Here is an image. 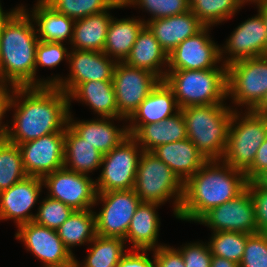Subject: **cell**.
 I'll list each match as a JSON object with an SVG mask.
<instances>
[{"label":"cell","mask_w":267,"mask_h":267,"mask_svg":"<svg viewBox=\"0 0 267 267\" xmlns=\"http://www.w3.org/2000/svg\"><path fill=\"white\" fill-rule=\"evenodd\" d=\"M161 79L152 72L117 62L113 73V87L118 118L128 119Z\"/></svg>","instance_id":"30bf717a"},{"label":"cell","mask_w":267,"mask_h":267,"mask_svg":"<svg viewBox=\"0 0 267 267\" xmlns=\"http://www.w3.org/2000/svg\"><path fill=\"white\" fill-rule=\"evenodd\" d=\"M33 8L32 22L38 26L36 29L39 41L62 43L65 39L72 41L75 20L57 12L45 0H37Z\"/></svg>","instance_id":"484cf974"},{"label":"cell","mask_w":267,"mask_h":267,"mask_svg":"<svg viewBox=\"0 0 267 267\" xmlns=\"http://www.w3.org/2000/svg\"><path fill=\"white\" fill-rule=\"evenodd\" d=\"M93 243V246H92ZM125 240L121 238L102 237L96 235L91 241L89 254L82 264L75 259L74 267H110L117 266L125 254Z\"/></svg>","instance_id":"d6a6232c"},{"label":"cell","mask_w":267,"mask_h":267,"mask_svg":"<svg viewBox=\"0 0 267 267\" xmlns=\"http://www.w3.org/2000/svg\"><path fill=\"white\" fill-rule=\"evenodd\" d=\"M210 27H204L196 35L183 40L168 54V70H204L215 69L220 63V49L210 39Z\"/></svg>","instance_id":"e0dca14e"},{"label":"cell","mask_w":267,"mask_h":267,"mask_svg":"<svg viewBox=\"0 0 267 267\" xmlns=\"http://www.w3.org/2000/svg\"><path fill=\"white\" fill-rule=\"evenodd\" d=\"M103 154L79 137L68 125L65 128L64 167L87 174L101 167ZM69 166V167H68Z\"/></svg>","instance_id":"f546056e"},{"label":"cell","mask_w":267,"mask_h":267,"mask_svg":"<svg viewBox=\"0 0 267 267\" xmlns=\"http://www.w3.org/2000/svg\"><path fill=\"white\" fill-rule=\"evenodd\" d=\"M48 188V197L59 200L73 210H89L96 200L95 180L87 174L77 173L65 167L42 178Z\"/></svg>","instance_id":"4fadbf2b"},{"label":"cell","mask_w":267,"mask_h":267,"mask_svg":"<svg viewBox=\"0 0 267 267\" xmlns=\"http://www.w3.org/2000/svg\"><path fill=\"white\" fill-rule=\"evenodd\" d=\"M245 113L240 118L237 110L233 111L227 145L221 159L244 173L252 166L259 146L267 138L266 115L253 111Z\"/></svg>","instance_id":"52a82bcc"},{"label":"cell","mask_w":267,"mask_h":267,"mask_svg":"<svg viewBox=\"0 0 267 267\" xmlns=\"http://www.w3.org/2000/svg\"><path fill=\"white\" fill-rule=\"evenodd\" d=\"M247 188L254 204L257 231L267 233V189L256 180L249 181Z\"/></svg>","instance_id":"7bdbcfd3"},{"label":"cell","mask_w":267,"mask_h":267,"mask_svg":"<svg viewBox=\"0 0 267 267\" xmlns=\"http://www.w3.org/2000/svg\"><path fill=\"white\" fill-rule=\"evenodd\" d=\"M103 202L101 211L95 214L96 235L125 240L131 219L140 198L134 189L97 192L95 204Z\"/></svg>","instance_id":"8fae6325"},{"label":"cell","mask_w":267,"mask_h":267,"mask_svg":"<svg viewBox=\"0 0 267 267\" xmlns=\"http://www.w3.org/2000/svg\"><path fill=\"white\" fill-rule=\"evenodd\" d=\"M22 7L18 6L15 9H13L10 12H4V10L2 9V6H0V38H1V34H2V30L5 26V24L7 23V21Z\"/></svg>","instance_id":"681fc988"},{"label":"cell","mask_w":267,"mask_h":267,"mask_svg":"<svg viewBox=\"0 0 267 267\" xmlns=\"http://www.w3.org/2000/svg\"><path fill=\"white\" fill-rule=\"evenodd\" d=\"M134 191L141 202L161 205L175 197L173 210L177 218L183 199L184 182L154 153L143 151L137 166Z\"/></svg>","instance_id":"8992f818"},{"label":"cell","mask_w":267,"mask_h":267,"mask_svg":"<svg viewBox=\"0 0 267 267\" xmlns=\"http://www.w3.org/2000/svg\"><path fill=\"white\" fill-rule=\"evenodd\" d=\"M16 239L24 242L26 250L40 259L44 267H74L75 256L63 244L57 230L34 221L18 226Z\"/></svg>","instance_id":"5bb4252c"},{"label":"cell","mask_w":267,"mask_h":267,"mask_svg":"<svg viewBox=\"0 0 267 267\" xmlns=\"http://www.w3.org/2000/svg\"><path fill=\"white\" fill-rule=\"evenodd\" d=\"M267 92V55L239 60L227 66V97L253 111Z\"/></svg>","instance_id":"ba28073f"},{"label":"cell","mask_w":267,"mask_h":267,"mask_svg":"<svg viewBox=\"0 0 267 267\" xmlns=\"http://www.w3.org/2000/svg\"><path fill=\"white\" fill-rule=\"evenodd\" d=\"M132 137L141 146V149L147 152H152L160 145L187 138L185 120L181 110L164 121L142 125Z\"/></svg>","instance_id":"83f0119b"},{"label":"cell","mask_w":267,"mask_h":267,"mask_svg":"<svg viewBox=\"0 0 267 267\" xmlns=\"http://www.w3.org/2000/svg\"><path fill=\"white\" fill-rule=\"evenodd\" d=\"M189 3V0H126L124 6H139L149 11L150 20H154L188 12Z\"/></svg>","instance_id":"f35d334b"},{"label":"cell","mask_w":267,"mask_h":267,"mask_svg":"<svg viewBox=\"0 0 267 267\" xmlns=\"http://www.w3.org/2000/svg\"><path fill=\"white\" fill-rule=\"evenodd\" d=\"M41 203L34 217L36 224L57 230L74 211L63 202L46 197Z\"/></svg>","instance_id":"74e56055"},{"label":"cell","mask_w":267,"mask_h":267,"mask_svg":"<svg viewBox=\"0 0 267 267\" xmlns=\"http://www.w3.org/2000/svg\"><path fill=\"white\" fill-rule=\"evenodd\" d=\"M146 252L147 250H132L131 253L125 252L117 267H154V260L152 261L148 258L149 255Z\"/></svg>","instance_id":"bcb514c9"},{"label":"cell","mask_w":267,"mask_h":267,"mask_svg":"<svg viewBox=\"0 0 267 267\" xmlns=\"http://www.w3.org/2000/svg\"><path fill=\"white\" fill-rule=\"evenodd\" d=\"M58 235L66 248L91 243L96 236L95 214L89 210H74L68 219L57 229Z\"/></svg>","instance_id":"1f68e13d"},{"label":"cell","mask_w":267,"mask_h":267,"mask_svg":"<svg viewBox=\"0 0 267 267\" xmlns=\"http://www.w3.org/2000/svg\"><path fill=\"white\" fill-rule=\"evenodd\" d=\"M141 146L129 135L119 145L102 157V172L95 181L97 192L134 189L137 166L143 152Z\"/></svg>","instance_id":"9c48e42d"},{"label":"cell","mask_w":267,"mask_h":267,"mask_svg":"<svg viewBox=\"0 0 267 267\" xmlns=\"http://www.w3.org/2000/svg\"><path fill=\"white\" fill-rule=\"evenodd\" d=\"M210 267H239V264L219 256H212Z\"/></svg>","instance_id":"c3c4849f"},{"label":"cell","mask_w":267,"mask_h":267,"mask_svg":"<svg viewBox=\"0 0 267 267\" xmlns=\"http://www.w3.org/2000/svg\"><path fill=\"white\" fill-rule=\"evenodd\" d=\"M117 1L124 3L126 0H117Z\"/></svg>","instance_id":"11a10c76"},{"label":"cell","mask_w":267,"mask_h":267,"mask_svg":"<svg viewBox=\"0 0 267 267\" xmlns=\"http://www.w3.org/2000/svg\"><path fill=\"white\" fill-rule=\"evenodd\" d=\"M247 184L244 172L221 160H208L184 182L177 219L197 222L209 210L236 198Z\"/></svg>","instance_id":"7a4b0ae2"},{"label":"cell","mask_w":267,"mask_h":267,"mask_svg":"<svg viewBox=\"0 0 267 267\" xmlns=\"http://www.w3.org/2000/svg\"><path fill=\"white\" fill-rule=\"evenodd\" d=\"M69 58V53L63 43L39 41L36 47L35 65L53 68Z\"/></svg>","instance_id":"60d3db41"},{"label":"cell","mask_w":267,"mask_h":267,"mask_svg":"<svg viewBox=\"0 0 267 267\" xmlns=\"http://www.w3.org/2000/svg\"><path fill=\"white\" fill-rule=\"evenodd\" d=\"M161 204L140 202L131 219L125 242H132V250H156L163 245H157L160 219L156 209Z\"/></svg>","instance_id":"cb8c5ba5"},{"label":"cell","mask_w":267,"mask_h":267,"mask_svg":"<svg viewBox=\"0 0 267 267\" xmlns=\"http://www.w3.org/2000/svg\"><path fill=\"white\" fill-rule=\"evenodd\" d=\"M164 81L173 90L180 110L223 104L227 99V67L224 64L215 69L167 70Z\"/></svg>","instance_id":"5b68a950"},{"label":"cell","mask_w":267,"mask_h":267,"mask_svg":"<svg viewBox=\"0 0 267 267\" xmlns=\"http://www.w3.org/2000/svg\"><path fill=\"white\" fill-rule=\"evenodd\" d=\"M253 112L257 114H267V92L259 105L253 110Z\"/></svg>","instance_id":"f907efd6"},{"label":"cell","mask_w":267,"mask_h":267,"mask_svg":"<svg viewBox=\"0 0 267 267\" xmlns=\"http://www.w3.org/2000/svg\"><path fill=\"white\" fill-rule=\"evenodd\" d=\"M222 48L224 49H220L221 61L223 53L230 54L222 61L226 67L239 60L267 55V32L262 14L258 11L257 16L237 26L227 39L226 46Z\"/></svg>","instance_id":"ac0fdd59"},{"label":"cell","mask_w":267,"mask_h":267,"mask_svg":"<svg viewBox=\"0 0 267 267\" xmlns=\"http://www.w3.org/2000/svg\"><path fill=\"white\" fill-rule=\"evenodd\" d=\"M184 260L185 267H210L212 254L210 247L202 243H189L177 249Z\"/></svg>","instance_id":"b9f144b4"},{"label":"cell","mask_w":267,"mask_h":267,"mask_svg":"<svg viewBox=\"0 0 267 267\" xmlns=\"http://www.w3.org/2000/svg\"><path fill=\"white\" fill-rule=\"evenodd\" d=\"M112 118H97L91 121H74L69 112L68 126L86 142L96 147L103 155L110 152L113 148L119 145L124 139L129 136L128 128L115 127Z\"/></svg>","instance_id":"603a6c76"},{"label":"cell","mask_w":267,"mask_h":267,"mask_svg":"<svg viewBox=\"0 0 267 267\" xmlns=\"http://www.w3.org/2000/svg\"><path fill=\"white\" fill-rule=\"evenodd\" d=\"M258 11L262 14V17L265 21L266 32H267V0L259 2L256 4Z\"/></svg>","instance_id":"816d5d0a"},{"label":"cell","mask_w":267,"mask_h":267,"mask_svg":"<svg viewBox=\"0 0 267 267\" xmlns=\"http://www.w3.org/2000/svg\"><path fill=\"white\" fill-rule=\"evenodd\" d=\"M225 105H199L181 109L187 138L207 160H221L225 153L234 111Z\"/></svg>","instance_id":"277c9868"},{"label":"cell","mask_w":267,"mask_h":267,"mask_svg":"<svg viewBox=\"0 0 267 267\" xmlns=\"http://www.w3.org/2000/svg\"><path fill=\"white\" fill-rule=\"evenodd\" d=\"M145 22L134 18H112L104 44L103 53L116 62H124L130 54L137 36ZM115 58V59H114Z\"/></svg>","instance_id":"f1b7e54d"},{"label":"cell","mask_w":267,"mask_h":267,"mask_svg":"<svg viewBox=\"0 0 267 267\" xmlns=\"http://www.w3.org/2000/svg\"><path fill=\"white\" fill-rule=\"evenodd\" d=\"M263 188L267 189V169L255 179Z\"/></svg>","instance_id":"f5cc1de1"},{"label":"cell","mask_w":267,"mask_h":267,"mask_svg":"<svg viewBox=\"0 0 267 267\" xmlns=\"http://www.w3.org/2000/svg\"><path fill=\"white\" fill-rule=\"evenodd\" d=\"M144 22L167 54L183 40L196 35L205 27L190 10L166 18L144 20Z\"/></svg>","instance_id":"44dd1931"},{"label":"cell","mask_w":267,"mask_h":267,"mask_svg":"<svg viewBox=\"0 0 267 267\" xmlns=\"http://www.w3.org/2000/svg\"><path fill=\"white\" fill-rule=\"evenodd\" d=\"M267 169V138L259 146L252 166L245 172L247 181L255 180Z\"/></svg>","instance_id":"7dc6e473"},{"label":"cell","mask_w":267,"mask_h":267,"mask_svg":"<svg viewBox=\"0 0 267 267\" xmlns=\"http://www.w3.org/2000/svg\"><path fill=\"white\" fill-rule=\"evenodd\" d=\"M57 12L73 20L115 8H123L124 3L117 0H45Z\"/></svg>","instance_id":"d590c367"},{"label":"cell","mask_w":267,"mask_h":267,"mask_svg":"<svg viewBox=\"0 0 267 267\" xmlns=\"http://www.w3.org/2000/svg\"><path fill=\"white\" fill-rule=\"evenodd\" d=\"M71 99L88 104L102 118L118 119V107L112 81H89L78 84L69 94Z\"/></svg>","instance_id":"4316f807"},{"label":"cell","mask_w":267,"mask_h":267,"mask_svg":"<svg viewBox=\"0 0 267 267\" xmlns=\"http://www.w3.org/2000/svg\"><path fill=\"white\" fill-rule=\"evenodd\" d=\"M18 147L28 176L43 178L64 167L65 132L51 133Z\"/></svg>","instance_id":"2e32d148"},{"label":"cell","mask_w":267,"mask_h":267,"mask_svg":"<svg viewBox=\"0 0 267 267\" xmlns=\"http://www.w3.org/2000/svg\"><path fill=\"white\" fill-rule=\"evenodd\" d=\"M153 252L154 267H185L181 253L174 247L163 245Z\"/></svg>","instance_id":"ee69618b"},{"label":"cell","mask_w":267,"mask_h":267,"mask_svg":"<svg viewBox=\"0 0 267 267\" xmlns=\"http://www.w3.org/2000/svg\"><path fill=\"white\" fill-rule=\"evenodd\" d=\"M12 107H15L13 124L8 127L5 139L13 144L65 132L68 125V95L57 86L17 87L10 104Z\"/></svg>","instance_id":"6da1fadb"},{"label":"cell","mask_w":267,"mask_h":267,"mask_svg":"<svg viewBox=\"0 0 267 267\" xmlns=\"http://www.w3.org/2000/svg\"><path fill=\"white\" fill-rule=\"evenodd\" d=\"M108 10L75 21L73 49L103 52L109 24L113 18Z\"/></svg>","instance_id":"4dcf8cb0"},{"label":"cell","mask_w":267,"mask_h":267,"mask_svg":"<svg viewBox=\"0 0 267 267\" xmlns=\"http://www.w3.org/2000/svg\"><path fill=\"white\" fill-rule=\"evenodd\" d=\"M43 186L42 178L28 176L0 192V220L13 219L17 226L34 220L30 213Z\"/></svg>","instance_id":"d6986e66"},{"label":"cell","mask_w":267,"mask_h":267,"mask_svg":"<svg viewBox=\"0 0 267 267\" xmlns=\"http://www.w3.org/2000/svg\"><path fill=\"white\" fill-rule=\"evenodd\" d=\"M110 59V60H109ZM70 75L44 80V86H57L67 95L78 85L89 81H112L116 61L103 52L72 49L69 52Z\"/></svg>","instance_id":"7c38bea8"},{"label":"cell","mask_w":267,"mask_h":267,"mask_svg":"<svg viewBox=\"0 0 267 267\" xmlns=\"http://www.w3.org/2000/svg\"><path fill=\"white\" fill-rule=\"evenodd\" d=\"M11 88L8 87L6 82L0 80V140L6 138L7 130L9 127L8 124H2V119L4 118L6 111L10 110L12 97L17 87L12 86Z\"/></svg>","instance_id":"f6af8a7d"},{"label":"cell","mask_w":267,"mask_h":267,"mask_svg":"<svg viewBox=\"0 0 267 267\" xmlns=\"http://www.w3.org/2000/svg\"><path fill=\"white\" fill-rule=\"evenodd\" d=\"M249 235L231 231L213 232L208 242L212 256H219L240 264Z\"/></svg>","instance_id":"8d00e7d4"},{"label":"cell","mask_w":267,"mask_h":267,"mask_svg":"<svg viewBox=\"0 0 267 267\" xmlns=\"http://www.w3.org/2000/svg\"><path fill=\"white\" fill-rule=\"evenodd\" d=\"M22 6L5 24L0 38V80L10 87H40L36 79V47L39 42L30 13Z\"/></svg>","instance_id":"3957f363"},{"label":"cell","mask_w":267,"mask_h":267,"mask_svg":"<svg viewBox=\"0 0 267 267\" xmlns=\"http://www.w3.org/2000/svg\"><path fill=\"white\" fill-rule=\"evenodd\" d=\"M179 110L173 90L161 80L127 119L132 123L127 127L128 133L132 136L142 125L164 121Z\"/></svg>","instance_id":"ffe728a7"},{"label":"cell","mask_w":267,"mask_h":267,"mask_svg":"<svg viewBox=\"0 0 267 267\" xmlns=\"http://www.w3.org/2000/svg\"><path fill=\"white\" fill-rule=\"evenodd\" d=\"M152 153L168 165L183 182L208 161L188 138L160 145Z\"/></svg>","instance_id":"7402d4cb"},{"label":"cell","mask_w":267,"mask_h":267,"mask_svg":"<svg viewBox=\"0 0 267 267\" xmlns=\"http://www.w3.org/2000/svg\"><path fill=\"white\" fill-rule=\"evenodd\" d=\"M213 232L257 233L254 204L246 188L236 198L206 212L198 221Z\"/></svg>","instance_id":"9a60e30c"},{"label":"cell","mask_w":267,"mask_h":267,"mask_svg":"<svg viewBox=\"0 0 267 267\" xmlns=\"http://www.w3.org/2000/svg\"><path fill=\"white\" fill-rule=\"evenodd\" d=\"M190 11L205 27L231 19L244 4L241 0H189Z\"/></svg>","instance_id":"836d02e7"},{"label":"cell","mask_w":267,"mask_h":267,"mask_svg":"<svg viewBox=\"0 0 267 267\" xmlns=\"http://www.w3.org/2000/svg\"><path fill=\"white\" fill-rule=\"evenodd\" d=\"M239 267H267V233L248 236Z\"/></svg>","instance_id":"ab89813d"},{"label":"cell","mask_w":267,"mask_h":267,"mask_svg":"<svg viewBox=\"0 0 267 267\" xmlns=\"http://www.w3.org/2000/svg\"><path fill=\"white\" fill-rule=\"evenodd\" d=\"M124 62L130 66L148 70L164 80L167 69L163 72L161 66L164 64L168 66V54L145 25Z\"/></svg>","instance_id":"d4e9b609"},{"label":"cell","mask_w":267,"mask_h":267,"mask_svg":"<svg viewBox=\"0 0 267 267\" xmlns=\"http://www.w3.org/2000/svg\"><path fill=\"white\" fill-rule=\"evenodd\" d=\"M28 177L17 144L0 140V192Z\"/></svg>","instance_id":"e575fe53"},{"label":"cell","mask_w":267,"mask_h":267,"mask_svg":"<svg viewBox=\"0 0 267 267\" xmlns=\"http://www.w3.org/2000/svg\"><path fill=\"white\" fill-rule=\"evenodd\" d=\"M243 2V4H245L246 2L248 3L249 2H253V3H259V2H262V1H265V0H241Z\"/></svg>","instance_id":"db71d44e"}]
</instances>
